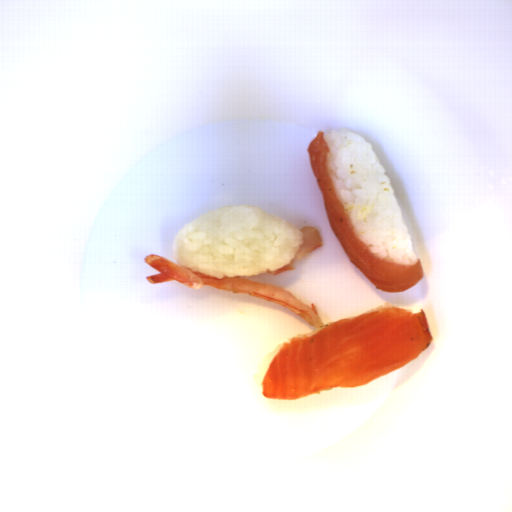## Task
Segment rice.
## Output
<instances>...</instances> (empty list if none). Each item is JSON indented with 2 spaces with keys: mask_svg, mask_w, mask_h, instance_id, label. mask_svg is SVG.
Listing matches in <instances>:
<instances>
[{
  "mask_svg": "<svg viewBox=\"0 0 512 512\" xmlns=\"http://www.w3.org/2000/svg\"><path fill=\"white\" fill-rule=\"evenodd\" d=\"M304 244L301 228L251 206H228L198 216L175 236L178 266L223 278H250L279 270Z\"/></svg>",
  "mask_w": 512,
  "mask_h": 512,
  "instance_id": "1",
  "label": "rice"
},
{
  "mask_svg": "<svg viewBox=\"0 0 512 512\" xmlns=\"http://www.w3.org/2000/svg\"><path fill=\"white\" fill-rule=\"evenodd\" d=\"M385 307H396V308H399L398 306L390 303V302H386L384 303L383 305L381 306H378V307H375V308H372L368 311H365L361 314H358V315H355V316H351V317H348V318H341V319H352V318H355V317H358L360 315H363L365 313H368V312H371V311H375V310H378V309H381V308H385ZM400 309V308H399ZM340 320V319H338ZM338 320H335V321H329L328 323H326L325 325H322L321 327H318L315 331L313 332H303L301 334H298L296 336H293L291 338H289L288 340L284 341V342H281L278 346H276L273 351L271 353H269L268 355H266L262 361L257 365V367L255 368V375L253 377V379L255 380L256 383L260 384V385H263V380L266 376V373L272 363V361L274 360L275 356L278 354V352L283 348V346L285 345V343H290L292 341L293 338H296V337H303L304 335L306 336H313L314 334H316L317 332H319L320 330L324 329L325 327L337 322Z\"/></svg>",
  "mask_w": 512,
  "mask_h": 512,
  "instance_id": "3",
  "label": "rice"
},
{
  "mask_svg": "<svg viewBox=\"0 0 512 512\" xmlns=\"http://www.w3.org/2000/svg\"><path fill=\"white\" fill-rule=\"evenodd\" d=\"M324 139L337 199L359 239L382 262L416 264L390 179L370 141L347 128L332 130Z\"/></svg>",
  "mask_w": 512,
  "mask_h": 512,
  "instance_id": "2",
  "label": "rice"
}]
</instances>
